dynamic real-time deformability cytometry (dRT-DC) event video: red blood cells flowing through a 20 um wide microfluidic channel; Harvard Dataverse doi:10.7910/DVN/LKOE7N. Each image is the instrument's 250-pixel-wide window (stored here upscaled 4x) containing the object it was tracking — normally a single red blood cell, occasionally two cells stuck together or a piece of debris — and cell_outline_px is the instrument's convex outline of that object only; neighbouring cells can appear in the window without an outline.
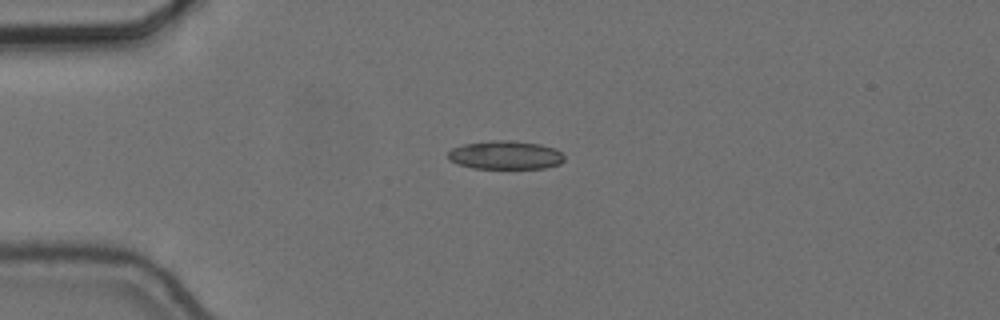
{"species": "common noctule bat (a hibernating species)", "species_latin": "Nyctalus noctula", "temperature_condition": "cold", "stored_images_in_passage": 43, "camera_frame_rate_fps": 3000, "um_per_image_px": 0.085, "animal": {"sex": "female", "body_mass_g": 24.6, "forearm_length_mm": 56.2}, "frame": {"image": 1, "passage_image": 1, "time_ms": 0.0, "image_size_px": [1000, 320], "cell_outline_px": [[564, 160], [560, 164], [544, 168], [472, 168], [448, 160], [448, 152], [452, 148], [464, 144], [492, 140], [512, 140], [540, 144], [556, 148], [564, 156]], "centroid_in_image_um": [42.97, 13.17], "position_along_channel_um": 42.0, "area_um2": 19.36}}
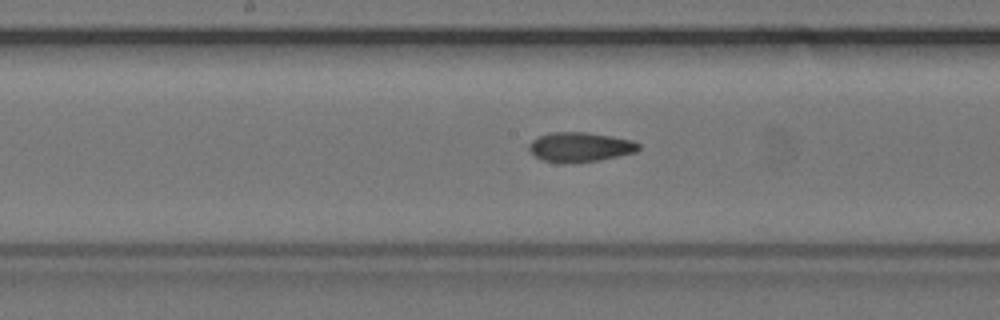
{"frame": {"image": 2, "passage_image": 16, "time_ms": 5.0, "image_size_px": [1000, 320], "cell_outline_px": [[640, 148], [636, 152], [600, 160], [564, 164], [560, 164], [544, 160], [536, 156], [528, 148], [528, 144], [532, 140], [548, 132], [588, 132], [612, 136], [632, 140], [640, 144]], "centroid_in_image_um": [49.31, 12.5], "position_along_channel_um": 198.9, "area_um2": 19.07}}
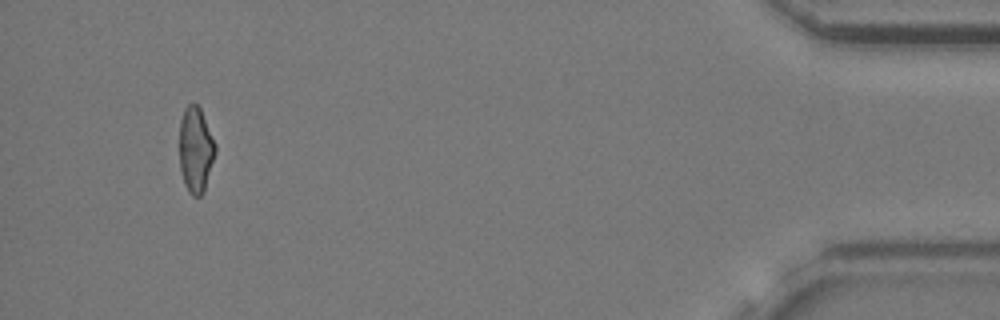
{"frame": {"image": 3, "passage_image": 40, "time_ms": 13.0, "image_size_px": [1000, 320], "cell_outline_px": [[216, 152], [204, 192], [200, 196], [192, 196], [188, 192], [184, 184], [180, 168], [180, 120], [184, 108], [188, 104], [196, 104], [200, 108], [216, 144]], "centroid_in_image_um": [16.63, 12.75], "position_along_channel_um": 418.6, "area_um2": 17.98}, "authors_computed_cell_mechanics": {"area_um2": 18.785, "velocity_mm_per_s": 3.6654, "shape_relaxation_time_tau1_ms": null, "shape_relaxation_time_tau2_ms": 3.5266, "deformation_change_tau1": null, "deformation_change_tau2": 0.0815}}